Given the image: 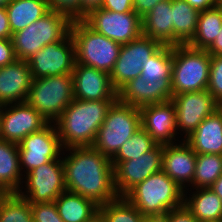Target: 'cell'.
<instances>
[{
  "label": "cell",
  "instance_id": "6da1fadb",
  "mask_svg": "<svg viewBox=\"0 0 222 222\" xmlns=\"http://www.w3.org/2000/svg\"><path fill=\"white\" fill-rule=\"evenodd\" d=\"M64 151H70L66 157ZM62 153L68 192L79 194L101 206L119 196L114 185L111 159L92 146L69 147Z\"/></svg>",
  "mask_w": 222,
  "mask_h": 222
},
{
  "label": "cell",
  "instance_id": "7a4b0ae2",
  "mask_svg": "<svg viewBox=\"0 0 222 222\" xmlns=\"http://www.w3.org/2000/svg\"><path fill=\"white\" fill-rule=\"evenodd\" d=\"M115 101L74 98L54 122L63 148L92 146Z\"/></svg>",
  "mask_w": 222,
  "mask_h": 222
},
{
  "label": "cell",
  "instance_id": "3957f363",
  "mask_svg": "<svg viewBox=\"0 0 222 222\" xmlns=\"http://www.w3.org/2000/svg\"><path fill=\"white\" fill-rule=\"evenodd\" d=\"M124 197L148 220H159L184 204L183 189L162 170L138 183Z\"/></svg>",
  "mask_w": 222,
  "mask_h": 222
},
{
  "label": "cell",
  "instance_id": "277c9868",
  "mask_svg": "<svg viewBox=\"0 0 222 222\" xmlns=\"http://www.w3.org/2000/svg\"><path fill=\"white\" fill-rule=\"evenodd\" d=\"M70 35L75 45V63L111 73L120 44L90 28L83 20H73Z\"/></svg>",
  "mask_w": 222,
  "mask_h": 222
},
{
  "label": "cell",
  "instance_id": "5b68a950",
  "mask_svg": "<svg viewBox=\"0 0 222 222\" xmlns=\"http://www.w3.org/2000/svg\"><path fill=\"white\" fill-rule=\"evenodd\" d=\"M140 127V109L116 100L108 109L92 147L102 155L112 159L121 146Z\"/></svg>",
  "mask_w": 222,
  "mask_h": 222
},
{
  "label": "cell",
  "instance_id": "8992f818",
  "mask_svg": "<svg viewBox=\"0 0 222 222\" xmlns=\"http://www.w3.org/2000/svg\"><path fill=\"white\" fill-rule=\"evenodd\" d=\"M71 23L67 15L49 10L37 21L12 34L16 58L27 61L44 46L61 41L70 32Z\"/></svg>",
  "mask_w": 222,
  "mask_h": 222
},
{
  "label": "cell",
  "instance_id": "52a82bcc",
  "mask_svg": "<svg viewBox=\"0 0 222 222\" xmlns=\"http://www.w3.org/2000/svg\"><path fill=\"white\" fill-rule=\"evenodd\" d=\"M211 55L188 45L172 46L173 96L205 90L209 83Z\"/></svg>",
  "mask_w": 222,
  "mask_h": 222
},
{
  "label": "cell",
  "instance_id": "ba28073f",
  "mask_svg": "<svg viewBox=\"0 0 222 222\" xmlns=\"http://www.w3.org/2000/svg\"><path fill=\"white\" fill-rule=\"evenodd\" d=\"M74 99L72 73L32 78L26 102L54 123Z\"/></svg>",
  "mask_w": 222,
  "mask_h": 222
},
{
  "label": "cell",
  "instance_id": "9c48e42d",
  "mask_svg": "<svg viewBox=\"0 0 222 222\" xmlns=\"http://www.w3.org/2000/svg\"><path fill=\"white\" fill-rule=\"evenodd\" d=\"M25 190L17 192L31 204L53 202L67 191L62 159L51 160L26 174Z\"/></svg>",
  "mask_w": 222,
  "mask_h": 222
},
{
  "label": "cell",
  "instance_id": "30bf717a",
  "mask_svg": "<svg viewBox=\"0 0 222 222\" xmlns=\"http://www.w3.org/2000/svg\"><path fill=\"white\" fill-rule=\"evenodd\" d=\"M63 146L54 123H49L42 130L26 136L19 144V162L21 172L31 170L51 160L62 159Z\"/></svg>",
  "mask_w": 222,
  "mask_h": 222
},
{
  "label": "cell",
  "instance_id": "8fae6325",
  "mask_svg": "<svg viewBox=\"0 0 222 222\" xmlns=\"http://www.w3.org/2000/svg\"><path fill=\"white\" fill-rule=\"evenodd\" d=\"M82 20L96 32L120 45L143 35L142 18L135 12L119 13L100 8L91 11Z\"/></svg>",
  "mask_w": 222,
  "mask_h": 222
},
{
  "label": "cell",
  "instance_id": "7c38bea8",
  "mask_svg": "<svg viewBox=\"0 0 222 222\" xmlns=\"http://www.w3.org/2000/svg\"><path fill=\"white\" fill-rule=\"evenodd\" d=\"M162 44L146 36H140L121 46L115 66L110 73L113 88L118 91L130 80L141 75L142 63H146Z\"/></svg>",
  "mask_w": 222,
  "mask_h": 222
},
{
  "label": "cell",
  "instance_id": "4fadbf2b",
  "mask_svg": "<svg viewBox=\"0 0 222 222\" xmlns=\"http://www.w3.org/2000/svg\"><path fill=\"white\" fill-rule=\"evenodd\" d=\"M27 61L34 79L72 73L75 45L70 32L61 41L44 46Z\"/></svg>",
  "mask_w": 222,
  "mask_h": 222
},
{
  "label": "cell",
  "instance_id": "5bb4252c",
  "mask_svg": "<svg viewBox=\"0 0 222 222\" xmlns=\"http://www.w3.org/2000/svg\"><path fill=\"white\" fill-rule=\"evenodd\" d=\"M49 124L26 101L0 106V139L19 144Z\"/></svg>",
  "mask_w": 222,
  "mask_h": 222
},
{
  "label": "cell",
  "instance_id": "9a60e30c",
  "mask_svg": "<svg viewBox=\"0 0 222 222\" xmlns=\"http://www.w3.org/2000/svg\"><path fill=\"white\" fill-rule=\"evenodd\" d=\"M175 105L177 130L185 134L184 140L190 136L198 125L221 105L205 90L174 95L171 99Z\"/></svg>",
  "mask_w": 222,
  "mask_h": 222
},
{
  "label": "cell",
  "instance_id": "2e32d148",
  "mask_svg": "<svg viewBox=\"0 0 222 222\" xmlns=\"http://www.w3.org/2000/svg\"><path fill=\"white\" fill-rule=\"evenodd\" d=\"M163 145L157 144L152 150L136 159L121 161L114 167V185L119 197H124L138 183L162 170Z\"/></svg>",
  "mask_w": 222,
  "mask_h": 222
},
{
  "label": "cell",
  "instance_id": "e0dca14e",
  "mask_svg": "<svg viewBox=\"0 0 222 222\" xmlns=\"http://www.w3.org/2000/svg\"><path fill=\"white\" fill-rule=\"evenodd\" d=\"M171 79L162 78L155 81L144 79L140 75L117 91V100L138 108L148 104L169 101L173 97Z\"/></svg>",
  "mask_w": 222,
  "mask_h": 222
},
{
  "label": "cell",
  "instance_id": "ac0fdd59",
  "mask_svg": "<svg viewBox=\"0 0 222 222\" xmlns=\"http://www.w3.org/2000/svg\"><path fill=\"white\" fill-rule=\"evenodd\" d=\"M74 98L79 100H117L110 74L94 67L75 63L73 72Z\"/></svg>",
  "mask_w": 222,
  "mask_h": 222
},
{
  "label": "cell",
  "instance_id": "d6986e66",
  "mask_svg": "<svg viewBox=\"0 0 222 222\" xmlns=\"http://www.w3.org/2000/svg\"><path fill=\"white\" fill-rule=\"evenodd\" d=\"M139 109L141 112V127L157 144L176 143L175 105L172 100L148 104Z\"/></svg>",
  "mask_w": 222,
  "mask_h": 222
},
{
  "label": "cell",
  "instance_id": "ffe728a7",
  "mask_svg": "<svg viewBox=\"0 0 222 222\" xmlns=\"http://www.w3.org/2000/svg\"><path fill=\"white\" fill-rule=\"evenodd\" d=\"M181 140L183 141L163 145L162 171L173 179L183 191L186 189L188 191L186 187L192 184L195 175L197 154L184 139ZM186 183L189 186H186Z\"/></svg>",
  "mask_w": 222,
  "mask_h": 222
},
{
  "label": "cell",
  "instance_id": "44dd1931",
  "mask_svg": "<svg viewBox=\"0 0 222 222\" xmlns=\"http://www.w3.org/2000/svg\"><path fill=\"white\" fill-rule=\"evenodd\" d=\"M31 82L28 61L16 59L0 67V106L26 101Z\"/></svg>",
  "mask_w": 222,
  "mask_h": 222
},
{
  "label": "cell",
  "instance_id": "7402d4cb",
  "mask_svg": "<svg viewBox=\"0 0 222 222\" xmlns=\"http://www.w3.org/2000/svg\"><path fill=\"white\" fill-rule=\"evenodd\" d=\"M185 141L196 154L222 155V106L206 117Z\"/></svg>",
  "mask_w": 222,
  "mask_h": 222
},
{
  "label": "cell",
  "instance_id": "603a6c76",
  "mask_svg": "<svg viewBox=\"0 0 222 222\" xmlns=\"http://www.w3.org/2000/svg\"><path fill=\"white\" fill-rule=\"evenodd\" d=\"M143 36L173 46L172 0L157 3L142 17Z\"/></svg>",
  "mask_w": 222,
  "mask_h": 222
},
{
  "label": "cell",
  "instance_id": "cb8c5ba5",
  "mask_svg": "<svg viewBox=\"0 0 222 222\" xmlns=\"http://www.w3.org/2000/svg\"><path fill=\"white\" fill-rule=\"evenodd\" d=\"M20 169L18 144L0 139V186L7 193H17L24 179Z\"/></svg>",
  "mask_w": 222,
  "mask_h": 222
},
{
  "label": "cell",
  "instance_id": "d4e9b609",
  "mask_svg": "<svg viewBox=\"0 0 222 222\" xmlns=\"http://www.w3.org/2000/svg\"><path fill=\"white\" fill-rule=\"evenodd\" d=\"M187 196L184 191V205L199 222L222 221V200L210 188H196Z\"/></svg>",
  "mask_w": 222,
  "mask_h": 222
},
{
  "label": "cell",
  "instance_id": "484cf974",
  "mask_svg": "<svg viewBox=\"0 0 222 222\" xmlns=\"http://www.w3.org/2000/svg\"><path fill=\"white\" fill-rule=\"evenodd\" d=\"M5 7L12 34L26 28L50 10L47 0H10Z\"/></svg>",
  "mask_w": 222,
  "mask_h": 222
},
{
  "label": "cell",
  "instance_id": "4316f807",
  "mask_svg": "<svg viewBox=\"0 0 222 222\" xmlns=\"http://www.w3.org/2000/svg\"><path fill=\"white\" fill-rule=\"evenodd\" d=\"M64 222H87L99 213V205L79 194L63 192L55 201Z\"/></svg>",
  "mask_w": 222,
  "mask_h": 222
},
{
  "label": "cell",
  "instance_id": "83f0119b",
  "mask_svg": "<svg viewBox=\"0 0 222 222\" xmlns=\"http://www.w3.org/2000/svg\"><path fill=\"white\" fill-rule=\"evenodd\" d=\"M199 14L186 0H172L173 46L187 45L192 40Z\"/></svg>",
  "mask_w": 222,
  "mask_h": 222
},
{
  "label": "cell",
  "instance_id": "f1b7e54d",
  "mask_svg": "<svg viewBox=\"0 0 222 222\" xmlns=\"http://www.w3.org/2000/svg\"><path fill=\"white\" fill-rule=\"evenodd\" d=\"M221 27L222 11L218 6L200 11L196 32L187 45L194 49L207 50L214 42Z\"/></svg>",
  "mask_w": 222,
  "mask_h": 222
},
{
  "label": "cell",
  "instance_id": "f546056e",
  "mask_svg": "<svg viewBox=\"0 0 222 222\" xmlns=\"http://www.w3.org/2000/svg\"><path fill=\"white\" fill-rule=\"evenodd\" d=\"M222 175V155L197 154L195 175L191 187L210 188Z\"/></svg>",
  "mask_w": 222,
  "mask_h": 222
},
{
  "label": "cell",
  "instance_id": "4dcf8cb0",
  "mask_svg": "<svg viewBox=\"0 0 222 222\" xmlns=\"http://www.w3.org/2000/svg\"><path fill=\"white\" fill-rule=\"evenodd\" d=\"M99 213L106 222H148L140 211L125 197L107 202L99 206Z\"/></svg>",
  "mask_w": 222,
  "mask_h": 222
},
{
  "label": "cell",
  "instance_id": "1f68e13d",
  "mask_svg": "<svg viewBox=\"0 0 222 222\" xmlns=\"http://www.w3.org/2000/svg\"><path fill=\"white\" fill-rule=\"evenodd\" d=\"M157 143L142 128L136 130L133 136L127 140L119 149L117 154L111 159L112 166L115 167L121 161L136 159L144 153L152 150Z\"/></svg>",
  "mask_w": 222,
  "mask_h": 222
},
{
  "label": "cell",
  "instance_id": "d6a6232c",
  "mask_svg": "<svg viewBox=\"0 0 222 222\" xmlns=\"http://www.w3.org/2000/svg\"><path fill=\"white\" fill-rule=\"evenodd\" d=\"M141 76L158 81L172 78V46L162 45L146 63H142Z\"/></svg>",
  "mask_w": 222,
  "mask_h": 222
},
{
  "label": "cell",
  "instance_id": "836d02e7",
  "mask_svg": "<svg viewBox=\"0 0 222 222\" xmlns=\"http://www.w3.org/2000/svg\"><path fill=\"white\" fill-rule=\"evenodd\" d=\"M0 222H33L31 203L18 193H8L0 203Z\"/></svg>",
  "mask_w": 222,
  "mask_h": 222
},
{
  "label": "cell",
  "instance_id": "e575fe53",
  "mask_svg": "<svg viewBox=\"0 0 222 222\" xmlns=\"http://www.w3.org/2000/svg\"><path fill=\"white\" fill-rule=\"evenodd\" d=\"M207 91L222 106V55H211Z\"/></svg>",
  "mask_w": 222,
  "mask_h": 222
},
{
  "label": "cell",
  "instance_id": "d590c367",
  "mask_svg": "<svg viewBox=\"0 0 222 222\" xmlns=\"http://www.w3.org/2000/svg\"><path fill=\"white\" fill-rule=\"evenodd\" d=\"M31 210L35 222H64L54 201L31 204Z\"/></svg>",
  "mask_w": 222,
  "mask_h": 222
},
{
  "label": "cell",
  "instance_id": "8d00e7d4",
  "mask_svg": "<svg viewBox=\"0 0 222 222\" xmlns=\"http://www.w3.org/2000/svg\"><path fill=\"white\" fill-rule=\"evenodd\" d=\"M50 10L67 15L72 21L80 20L81 0H47Z\"/></svg>",
  "mask_w": 222,
  "mask_h": 222
},
{
  "label": "cell",
  "instance_id": "74e56055",
  "mask_svg": "<svg viewBox=\"0 0 222 222\" xmlns=\"http://www.w3.org/2000/svg\"><path fill=\"white\" fill-rule=\"evenodd\" d=\"M160 222H199L192 212L183 204L180 207L171 209L165 214Z\"/></svg>",
  "mask_w": 222,
  "mask_h": 222
},
{
  "label": "cell",
  "instance_id": "f35d334b",
  "mask_svg": "<svg viewBox=\"0 0 222 222\" xmlns=\"http://www.w3.org/2000/svg\"><path fill=\"white\" fill-rule=\"evenodd\" d=\"M16 59L12 39H0V67L13 63Z\"/></svg>",
  "mask_w": 222,
  "mask_h": 222
},
{
  "label": "cell",
  "instance_id": "ab89813d",
  "mask_svg": "<svg viewBox=\"0 0 222 222\" xmlns=\"http://www.w3.org/2000/svg\"><path fill=\"white\" fill-rule=\"evenodd\" d=\"M101 8L119 13L134 12L133 0H103Z\"/></svg>",
  "mask_w": 222,
  "mask_h": 222
},
{
  "label": "cell",
  "instance_id": "60d3db41",
  "mask_svg": "<svg viewBox=\"0 0 222 222\" xmlns=\"http://www.w3.org/2000/svg\"><path fill=\"white\" fill-rule=\"evenodd\" d=\"M161 1L165 0H133V11L142 18Z\"/></svg>",
  "mask_w": 222,
  "mask_h": 222
},
{
  "label": "cell",
  "instance_id": "b9f144b4",
  "mask_svg": "<svg viewBox=\"0 0 222 222\" xmlns=\"http://www.w3.org/2000/svg\"><path fill=\"white\" fill-rule=\"evenodd\" d=\"M12 38L6 7H0V39Z\"/></svg>",
  "mask_w": 222,
  "mask_h": 222
},
{
  "label": "cell",
  "instance_id": "7bdbcfd3",
  "mask_svg": "<svg viewBox=\"0 0 222 222\" xmlns=\"http://www.w3.org/2000/svg\"><path fill=\"white\" fill-rule=\"evenodd\" d=\"M103 0H81L80 1V20L86 17L91 11L100 9Z\"/></svg>",
  "mask_w": 222,
  "mask_h": 222
},
{
  "label": "cell",
  "instance_id": "ee69618b",
  "mask_svg": "<svg viewBox=\"0 0 222 222\" xmlns=\"http://www.w3.org/2000/svg\"><path fill=\"white\" fill-rule=\"evenodd\" d=\"M193 8L204 11L218 6V0H186Z\"/></svg>",
  "mask_w": 222,
  "mask_h": 222
},
{
  "label": "cell",
  "instance_id": "f6af8a7d",
  "mask_svg": "<svg viewBox=\"0 0 222 222\" xmlns=\"http://www.w3.org/2000/svg\"><path fill=\"white\" fill-rule=\"evenodd\" d=\"M210 55H222V27L212 45L206 50Z\"/></svg>",
  "mask_w": 222,
  "mask_h": 222
},
{
  "label": "cell",
  "instance_id": "bcb514c9",
  "mask_svg": "<svg viewBox=\"0 0 222 222\" xmlns=\"http://www.w3.org/2000/svg\"><path fill=\"white\" fill-rule=\"evenodd\" d=\"M210 189L222 200V175L213 183Z\"/></svg>",
  "mask_w": 222,
  "mask_h": 222
},
{
  "label": "cell",
  "instance_id": "7dc6e473",
  "mask_svg": "<svg viewBox=\"0 0 222 222\" xmlns=\"http://www.w3.org/2000/svg\"><path fill=\"white\" fill-rule=\"evenodd\" d=\"M87 222H106V221L100 213H97L91 220Z\"/></svg>",
  "mask_w": 222,
  "mask_h": 222
},
{
  "label": "cell",
  "instance_id": "c3c4849f",
  "mask_svg": "<svg viewBox=\"0 0 222 222\" xmlns=\"http://www.w3.org/2000/svg\"><path fill=\"white\" fill-rule=\"evenodd\" d=\"M7 191H5L1 186H0V203L1 200L7 195Z\"/></svg>",
  "mask_w": 222,
  "mask_h": 222
},
{
  "label": "cell",
  "instance_id": "681fc988",
  "mask_svg": "<svg viewBox=\"0 0 222 222\" xmlns=\"http://www.w3.org/2000/svg\"><path fill=\"white\" fill-rule=\"evenodd\" d=\"M10 0H0V7H4Z\"/></svg>",
  "mask_w": 222,
  "mask_h": 222
},
{
  "label": "cell",
  "instance_id": "f907efd6",
  "mask_svg": "<svg viewBox=\"0 0 222 222\" xmlns=\"http://www.w3.org/2000/svg\"><path fill=\"white\" fill-rule=\"evenodd\" d=\"M218 7L221 9L222 11V0H218Z\"/></svg>",
  "mask_w": 222,
  "mask_h": 222
},
{
  "label": "cell",
  "instance_id": "816d5d0a",
  "mask_svg": "<svg viewBox=\"0 0 222 222\" xmlns=\"http://www.w3.org/2000/svg\"><path fill=\"white\" fill-rule=\"evenodd\" d=\"M148 222H160L159 220H149Z\"/></svg>",
  "mask_w": 222,
  "mask_h": 222
}]
</instances>
